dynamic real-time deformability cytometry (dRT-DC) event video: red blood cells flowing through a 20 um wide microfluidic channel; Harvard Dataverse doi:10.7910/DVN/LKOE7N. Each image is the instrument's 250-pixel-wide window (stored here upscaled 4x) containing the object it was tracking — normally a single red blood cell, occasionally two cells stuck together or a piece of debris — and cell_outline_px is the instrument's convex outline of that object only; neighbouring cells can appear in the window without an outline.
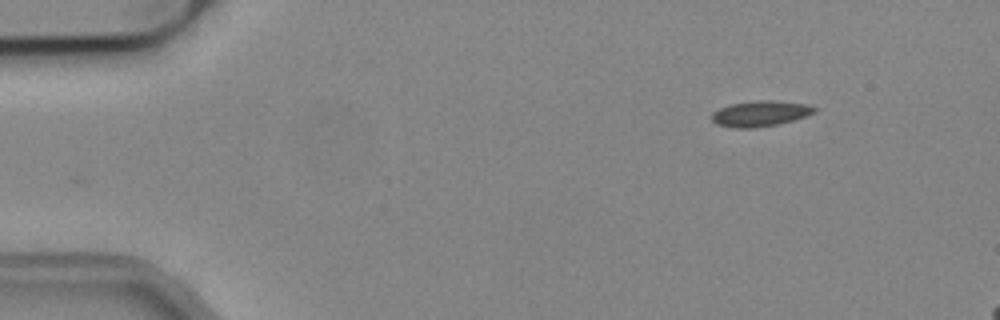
{"species": "common noctule bat (a hibernating species)", "species_latin": "Nyctalus noctula", "temperature_condition": "cold", "stored_images_in_passage": 48, "camera_frame_rate_fps": 3000, "um_per_image_px": 0.085, "animal": {"sex": "male", "body_mass_g": 19.2, "forearm_length_mm": 51.8}, "frame": {"image": 1, "passage_image": 1, "time_ms": 0.0, "image_size_px": [1000, 320], "cell_outline_px": [[816, 112], [780, 124], [756, 128], [736, 128], [716, 124], [712, 120], [712, 112], [728, 104], [756, 100], [772, 100], [808, 104], [816, 108]], "centroid_in_image_um": [64.61, 9.65], "position_along_channel_um": 20.4, "area_um2": 15.43}}
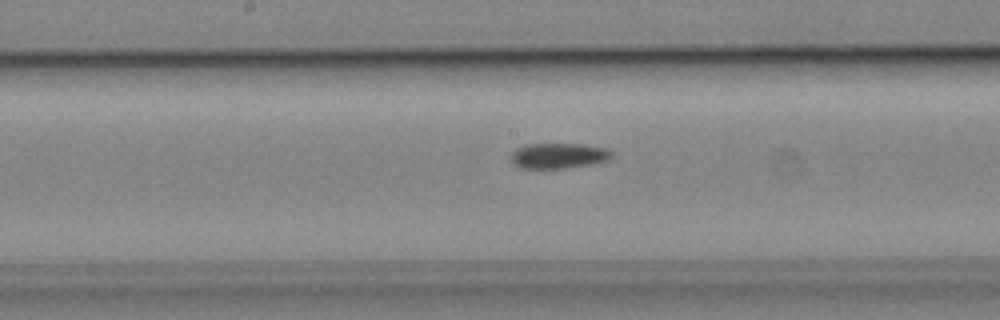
{"frame": {"image": 2, "passage_image": 22, "time_ms": 7.0, "image_size_px": [1000, 320], "cell_outline_px": [[612, 156], [608, 160], [592, 164], [564, 168], [520, 168], [512, 164], [508, 156], [516, 148], [524, 144], [584, 144], [608, 148], [612, 152]], "centroid_in_image_um": [47.43, 13.23], "position_along_channel_um": 200.8, "area_um2": 15.2}}
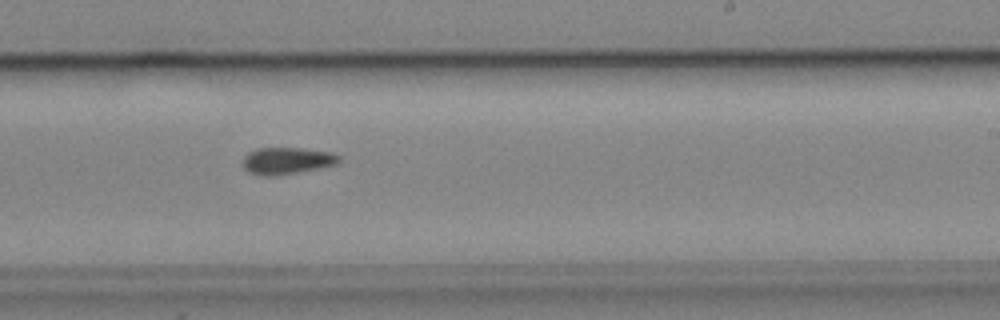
{"frame": {"image": 3, "passage_image": 27, "time_ms": 8.667, "image_size_px": [1000, 320], "cell_outline_px": [[340, 164], [320, 168], [276, 176], [264, 176], [248, 172], [244, 168], [244, 156], [248, 152], [256, 148], [300, 148], [332, 152], [340, 156]], "centroid_in_image_um": [24.42, 13.66], "position_along_channel_um": 264.6, "area_um2": 15.2}}